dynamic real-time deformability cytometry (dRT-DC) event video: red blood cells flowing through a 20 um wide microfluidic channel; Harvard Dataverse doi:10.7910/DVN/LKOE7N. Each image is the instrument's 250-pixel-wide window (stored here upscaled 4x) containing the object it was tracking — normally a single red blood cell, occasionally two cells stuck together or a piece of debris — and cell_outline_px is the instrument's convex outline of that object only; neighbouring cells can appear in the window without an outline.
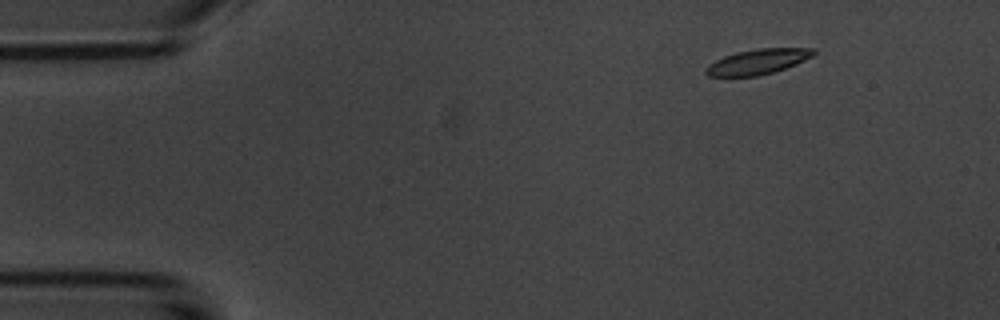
{"species": "common noctule bat (a hibernating species)", "species_latin": "Nyctalus noctula", "temperature_condition": "room temperature", "stored_images_in_passage": 4, "camera_frame_rate_fps": 3000, "um_per_image_px": 0.085, "animal": {"sex": "male", "body_mass_g": 20.1, "forearm_length_mm": 53.5}, "frame": {"image": 1, "passage_image": 1, "time_ms": 0.0, "image_size_px": [1000, 320], "cell_outline_px": [[816, 52], [812, 56], [796, 64], [772, 72], [756, 76], [708, 76], [704, 72], [704, 68], [708, 64], [724, 56], [736, 52], [756, 48], [816, 48]], "centroid_in_image_um": [64.38, 5.23], "position_along_channel_um": 20.6, "area_um2": 15.78}}
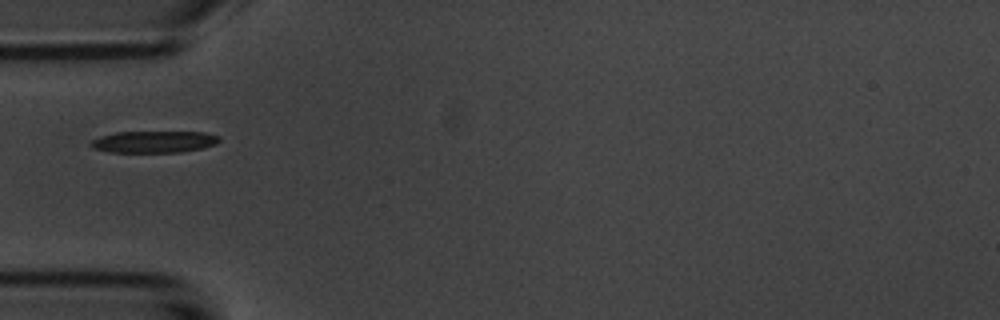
{"frame": {"image": 2, "passage_image": 4, "time_ms": 3.667, "image_size_px": [1000, 320], "cell_outline_px": [[220, 140], [216, 144], [204, 148], [180, 152], [108, 152], [92, 148], [88, 144], [92, 140], [100, 136], [116, 132], [204, 132], [220, 136]], "centroid_in_image_um": [13.08, 12.05], "position_along_channel_um": 71.9, "area_um2": 16.42}}